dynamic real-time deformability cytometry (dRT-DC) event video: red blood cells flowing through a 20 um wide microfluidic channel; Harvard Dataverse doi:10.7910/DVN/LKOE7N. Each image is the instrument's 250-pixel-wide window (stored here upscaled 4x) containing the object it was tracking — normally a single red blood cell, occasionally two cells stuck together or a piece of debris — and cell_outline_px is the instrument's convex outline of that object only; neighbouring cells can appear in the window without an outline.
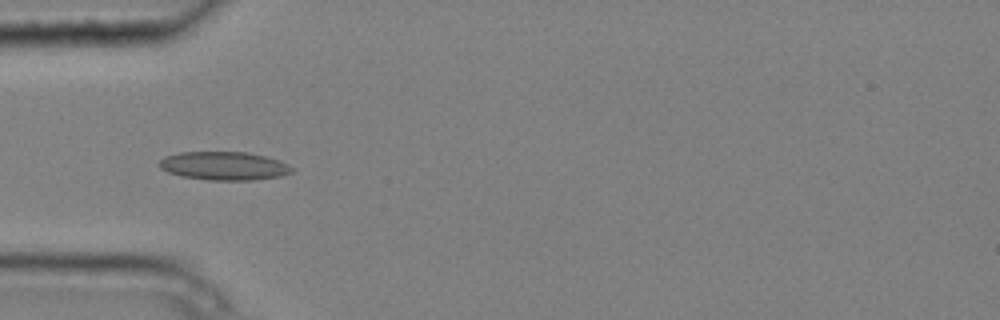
{"species": "common noctule bat (a hibernating species)", "species_latin": "Nyctalus noctula", "temperature_condition": "cold", "stored_images_in_passage": 5, "camera_frame_rate_fps": 3000, "um_per_image_px": 0.085, "animal": {"sex": "male", "body_mass_g": 20.4}, "frame": {"image": 1, "passage_image": 3, "time_ms": 0.667, "image_size_px": [1000, 320], "cell_outline_px": [[292, 172], [280, 176], [256, 180], [208, 180], [180, 176], [168, 172], [160, 168], [160, 160], [164, 156], [180, 152], [248, 152], [280, 160], [288, 164], [292, 168]], "centroid_in_image_um": [19.04, 14.1], "position_along_channel_um": 66.0, "area_um2": 22.02}}
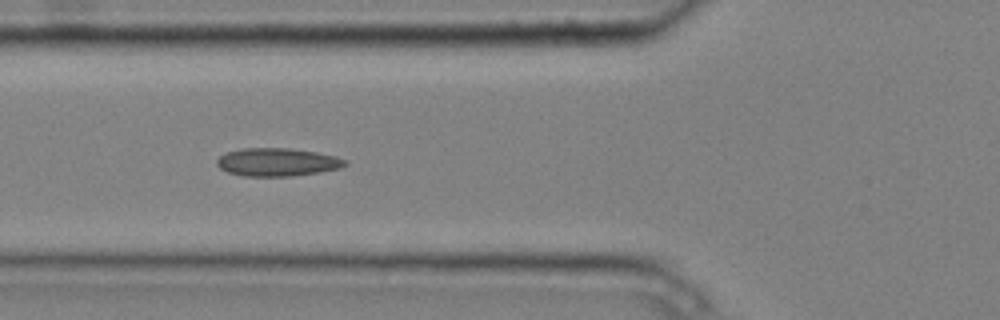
{"frame": {"image": 2, "passage_image": 4, "time_ms": 1.0, "image_size_px": [1000, 320], "cell_outline_px": [[348, 164], [340, 168], [320, 172], [292, 176], [244, 176], [228, 172], [220, 168], [216, 164], [216, 160], [220, 156], [228, 152], [244, 148], [288, 148], [316, 152], [336, 156], [348, 160]], "centroid_in_image_um": [23.6, 13.78], "position_along_channel_um": 102.2, "area_um2": 20.98}}
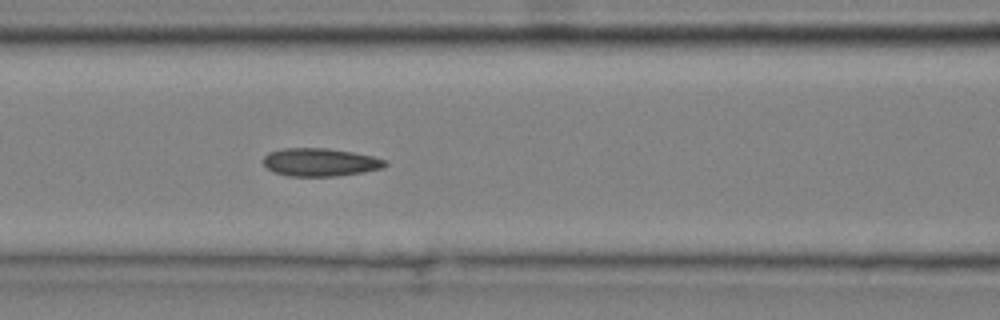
{"frame": {"image": 3, "passage_image": 5, "time_ms": 1.333, "image_size_px": [1000, 320], "cell_outline_px": [[388, 164], [384, 168], [364, 172], [336, 176], [288, 176], [272, 172], [264, 164], [264, 156], [268, 152], [284, 148], [328, 148], [352, 152], [372, 156], [388, 160]], "centroid_in_image_um": [27.24, 13.79], "position_along_channel_um": 139.4, "area_um2": 20.06}}